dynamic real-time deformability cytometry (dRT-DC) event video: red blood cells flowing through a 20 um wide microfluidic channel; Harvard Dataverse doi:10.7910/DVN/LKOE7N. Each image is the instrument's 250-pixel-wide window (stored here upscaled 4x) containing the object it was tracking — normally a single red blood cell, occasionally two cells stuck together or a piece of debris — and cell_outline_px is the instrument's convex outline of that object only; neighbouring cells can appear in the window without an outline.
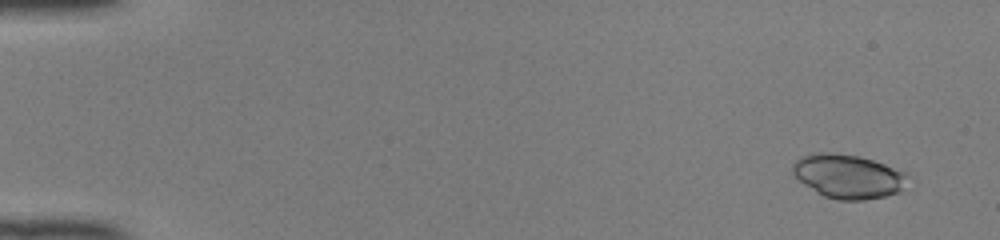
{"species": "common noctule bat (a hibernating species)", "species_latin": "Nyctalus noctula", "temperature_condition": "room temperature", "stored_images_in_passage": 50, "camera_frame_rate_fps": 3000, "um_per_image_px": 0.085, "animal": {"sex": "female", "body_mass_g": 22.0, "forearm_length_mm": 56.7}, "frame": {"image": 1, "passage_image": 3, "time_ms": 0.667, "image_size_px": [1000, 240], "cell_outline_px": [[912, 176], [900, 192], [884, 196], [864, 200], [836, 200], [824, 196], [816, 192], [804, 184], [792, 172], [792, 164], [800, 156], [812, 152], [828, 152], [856, 156], [872, 160], [908, 172]], "centroid_in_image_um": [72.12, 14.99], "position_along_channel_um": 12.9, "area_um2": 29.77}}